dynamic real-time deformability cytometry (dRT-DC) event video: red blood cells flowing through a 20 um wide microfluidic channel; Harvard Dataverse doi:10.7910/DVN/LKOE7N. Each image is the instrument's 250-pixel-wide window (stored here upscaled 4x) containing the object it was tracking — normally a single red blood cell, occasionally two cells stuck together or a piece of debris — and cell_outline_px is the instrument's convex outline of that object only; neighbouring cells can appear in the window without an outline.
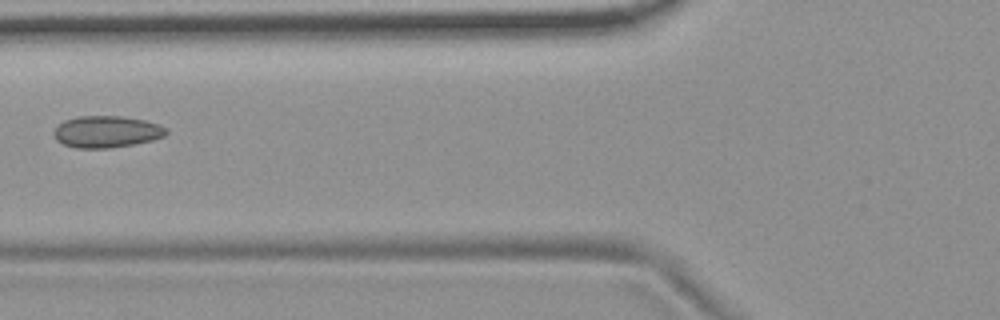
{"species": "common noctule bat (a hibernating species)", "species_latin": "Nyctalus noctula", "temperature_condition": "room temperature", "stored_images_in_passage": 6, "camera_frame_rate_fps": 3000, "um_per_image_px": 0.085, "animal": {"sex": "female", "body_mass_g": 19.9}, "frame": {"image": 1, "passage_image": 6, "time_ms": 1.667, "image_size_px": [1000, 320], "cell_outline_px": [[168, 132], [164, 136], [152, 140], [136, 144], [108, 148], [76, 148], [64, 144], [56, 140], [52, 132], [64, 120], [80, 116], [120, 116], [144, 120], [160, 124], [168, 128]], "centroid_in_image_um": [9.08, 11.2], "position_along_channel_um": 116.7, "area_um2": 20.87}}